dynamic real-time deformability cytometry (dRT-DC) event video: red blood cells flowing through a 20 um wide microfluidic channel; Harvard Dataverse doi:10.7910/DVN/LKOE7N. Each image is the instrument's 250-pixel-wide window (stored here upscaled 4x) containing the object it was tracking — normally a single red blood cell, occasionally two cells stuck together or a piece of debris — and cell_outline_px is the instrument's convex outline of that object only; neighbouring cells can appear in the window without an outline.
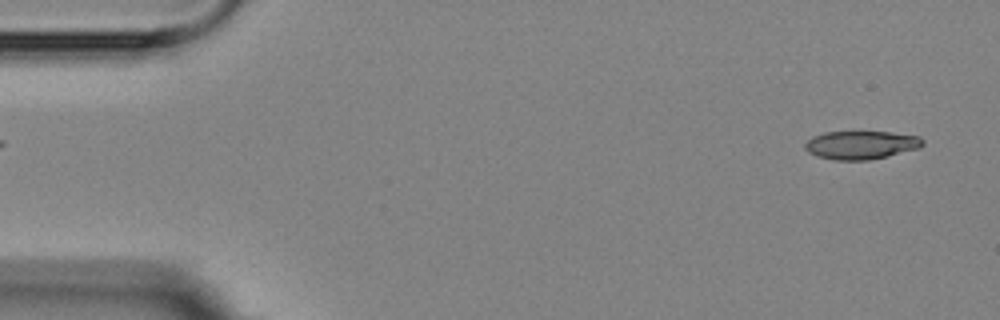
{"species": "Egyptian fruit bat (a non-hibernating species)", "species_latin": "Rousettus aegyptiacus", "temperature_condition": "room temperature", "stored_images_in_passage": 2, "segment_of_instrument_passage": [2, 2], "camera_frame_rate_fps": 3000, "um_per_image_px": 0.085, "animal": {"sex": "female"}, "frame": {"image": 1, "passage_image": 2, "time_ms": 1.0, "image_size_px": [1000, 320], "cell_outline_px": [[924, 144], [920, 148], [888, 156], [868, 160], [832, 160], [816, 156], [808, 152], [804, 148], [804, 144], [812, 136], [824, 132], [892, 132], [920, 136], [924, 140]], "centroid_in_image_um": [73.19, 12.32], "position_along_channel_um": 11.8, "area_um2": 19.65}}